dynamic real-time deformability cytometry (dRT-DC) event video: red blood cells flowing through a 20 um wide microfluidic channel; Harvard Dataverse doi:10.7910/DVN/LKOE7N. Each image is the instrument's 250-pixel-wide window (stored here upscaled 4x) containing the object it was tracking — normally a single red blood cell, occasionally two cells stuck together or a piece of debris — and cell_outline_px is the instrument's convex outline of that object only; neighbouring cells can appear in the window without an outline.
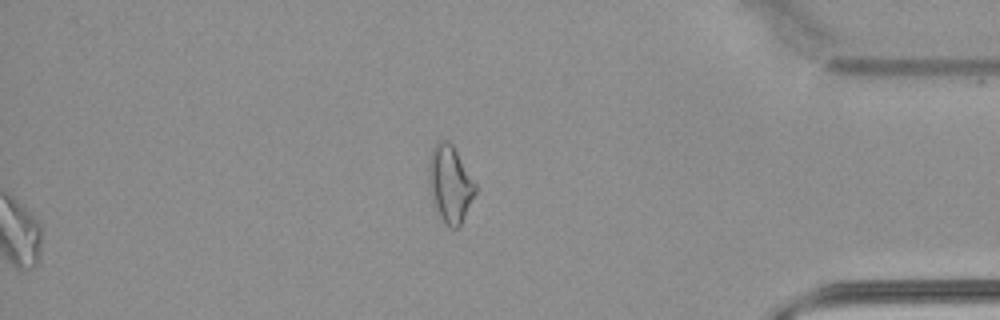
{"species": "common noctule bat (a hibernating species)", "species_latin": "Nyctalus noctula", "temperature_condition": "warm", "stored_images_in_passage": 54, "segment_of_instrument_passage": [2, 2], "camera_frame_rate_fps": 3000, "um_per_image_px": 0.085, "animal": {"sex": "male", "body_mass_g": 21.5, "forearm_length_mm": 52.0}, "frame": {"image": 1, "passage_image": 54, "time_ms": 17.667, "image_size_px": [1000, 320], "cell_outline_px": [[476, 192], [460, 228], [448, 228], [436, 212], [432, 204], [428, 184], [428, 160], [432, 148], [440, 140], [448, 140], [452, 144], [476, 184]], "centroid_in_image_um": [38.22, 15.68], "position_along_channel_um": 397.0, "area_um2": 21.33}}